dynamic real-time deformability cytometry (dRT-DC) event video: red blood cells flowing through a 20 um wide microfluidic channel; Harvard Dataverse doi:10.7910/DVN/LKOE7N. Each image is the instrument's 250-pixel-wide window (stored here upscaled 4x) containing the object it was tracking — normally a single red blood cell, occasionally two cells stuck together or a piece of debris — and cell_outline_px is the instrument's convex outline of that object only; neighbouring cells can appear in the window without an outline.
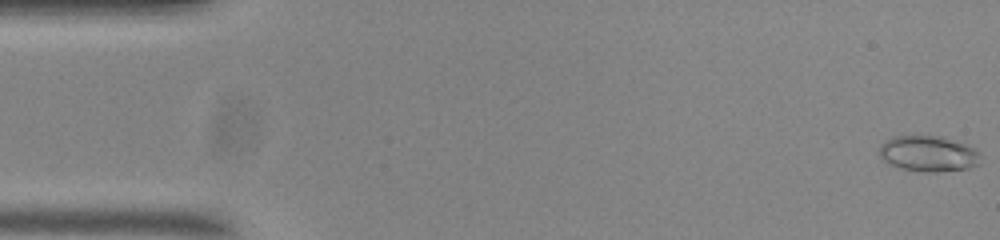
{"species": "common noctule bat (a hibernating species)", "species_latin": "Nyctalus noctula", "temperature_condition": "room temperature", "stored_images_in_passage": 14, "camera_frame_rate_fps": 3000, "um_per_image_px": 0.085, "animal": {"sex": "male", "body_mass_g": 20.0, "forearm_length_mm": 53.3}, "frame": {"image": 1, "passage_image": 1, "time_ms": 0.0, "image_size_px": [1000, 240], "cell_outline_px": [[980, 164], [968, 168], [936, 172], [924, 172], [904, 168], [892, 164], [884, 160], [880, 156], [880, 144], [892, 136], [940, 136], [964, 144], [980, 152]], "centroid_in_image_um": [78.92, 13.06], "position_along_channel_um": 6.1, "area_um2": 20.81}}